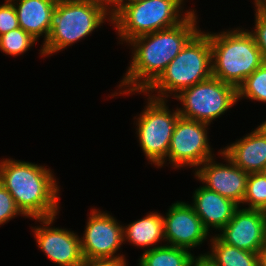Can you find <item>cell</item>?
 Segmentation results:
<instances>
[{
  "label": "cell",
  "instance_id": "obj_1",
  "mask_svg": "<svg viewBox=\"0 0 266 266\" xmlns=\"http://www.w3.org/2000/svg\"><path fill=\"white\" fill-rule=\"evenodd\" d=\"M194 9L176 26L130 40L132 59L120 85L119 95L145 92L165 71L183 47L200 31ZM123 87V88H122ZM129 87V88H128ZM123 92V93H122Z\"/></svg>",
  "mask_w": 266,
  "mask_h": 266
},
{
  "label": "cell",
  "instance_id": "obj_2",
  "mask_svg": "<svg viewBox=\"0 0 266 266\" xmlns=\"http://www.w3.org/2000/svg\"><path fill=\"white\" fill-rule=\"evenodd\" d=\"M44 166L13 159L0 160V183L26 218H48L59 213L60 187Z\"/></svg>",
  "mask_w": 266,
  "mask_h": 266
},
{
  "label": "cell",
  "instance_id": "obj_3",
  "mask_svg": "<svg viewBox=\"0 0 266 266\" xmlns=\"http://www.w3.org/2000/svg\"><path fill=\"white\" fill-rule=\"evenodd\" d=\"M212 76L238 88L263 63L261 50L248 30L209 33Z\"/></svg>",
  "mask_w": 266,
  "mask_h": 266
},
{
  "label": "cell",
  "instance_id": "obj_4",
  "mask_svg": "<svg viewBox=\"0 0 266 266\" xmlns=\"http://www.w3.org/2000/svg\"><path fill=\"white\" fill-rule=\"evenodd\" d=\"M210 77H212L210 38L207 33L200 30L169 63L160 77L145 92L137 93H150L149 96L153 98L166 100L170 95H174V98L184 89ZM151 92L157 94L151 95Z\"/></svg>",
  "mask_w": 266,
  "mask_h": 266
},
{
  "label": "cell",
  "instance_id": "obj_5",
  "mask_svg": "<svg viewBox=\"0 0 266 266\" xmlns=\"http://www.w3.org/2000/svg\"><path fill=\"white\" fill-rule=\"evenodd\" d=\"M111 15L102 7L84 0H58L51 13L50 34L40 53L49 56L72 46L91 34Z\"/></svg>",
  "mask_w": 266,
  "mask_h": 266
},
{
  "label": "cell",
  "instance_id": "obj_6",
  "mask_svg": "<svg viewBox=\"0 0 266 266\" xmlns=\"http://www.w3.org/2000/svg\"><path fill=\"white\" fill-rule=\"evenodd\" d=\"M184 0H145L129 5H118L111 23L118 31L120 41L130 40L181 23L190 11L182 15ZM182 16V17H181Z\"/></svg>",
  "mask_w": 266,
  "mask_h": 266
},
{
  "label": "cell",
  "instance_id": "obj_7",
  "mask_svg": "<svg viewBox=\"0 0 266 266\" xmlns=\"http://www.w3.org/2000/svg\"><path fill=\"white\" fill-rule=\"evenodd\" d=\"M148 96V102L136 121L138 141L146 160L159 166L168 155L175 124L180 117L178 109L171 112L167 101Z\"/></svg>",
  "mask_w": 266,
  "mask_h": 266
},
{
  "label": "cell",
  "instance_id": "obj_8",
  "mask_svg": "<svg viewBox=\"0 0 266 266\" xmlns=\"http://www.w3.org/2000/svg\"><path fill=\"white\" fill-rule=\"evenodd\" d=\"M182 104L181 117L211 124L238 101L237 88L218 78L199 82L174 97Z\"/></svg>",
  "mask_w": 266,
  "mask_h": 266
},
{
  "label": "cell",
  "instance_id": "obj_9",
  "mask_svg": "<svg viewBox=\"0 0 266 266\" xmlns=\"http://www.w3.org/2000/svg\"><path fill=\"white\" fill-rule=\"evenodd\" d=\"M209 124L179 117L171 138L168 155L158 167L167 162L174 168L196 167L213 158L207 130ZM207 129V130H206Z\"/></svg>",
  "mask_w": 266,
  "mask_h": 266
},
{
  "label": "cell",
  "instance_id": "obj_10",
  "mask_svg": "<svg viewBox=\"0 0 266 266\" xmlns=\"http://www.w3.org/2000/svg\"><path fill=\"white\" fill-rule=\"evenodd\" d=\"M88 216L80 238L84 259H125L115 254L124 242L123 226L112 215L95 208Z\"/></svg>",
  "mask_w": 266,
  "mask_h": 266
},
{
  "label": "cell",
  "instance_id": "obj_11",
  "mask_svg": "<svg viewBox=\"0 0 266 266\" xmlns=\"http://www.w3.org/2000/svg\"><path fill=\"white\" fill-rule=\"evenodd\" d=\"M56 216L35 218L43 226L32 227L37 246L59 266H81L84 262L80 237L68 229L50 227ZM51 224V225H50Z\"/></svg>",
  "mask_w": 266,
  "mask_h": 266
},
{
  "label": "cell",
  "instance_id": "obj_12",
  "mask_svg": "<svg viewBox=\"0 0 266 266\" xmlns=\"http://www.w3.org/2000/svg\"><path fill=\"white\" fill-rule=\"evenodd\" d=\"M220 231L215 235L225 244L259 253L266 244V212L240 206Z\"/></svg>",
  "mask_w": 266,
  "mask_h": 266
},
{
  "label": "cell",
  "instance_id": "obj_13",
  "mask_svg": "<svg viewBox=\"0 0 266 266\" xmlns=\"http://www.w3.org/2000/svg\"><path fill=\"white\" fill-rule=\"evenodd\" d=\"M219 153L227 164L216 163L213 157L200 165L199 169H195L194 176L205 188L233 200L240 206L246 193L249 173L236 166L222 151Z\"/></svg>",
  "mask_w": 266,
  "mask_h": 266
},
{
  "label": "cell",
  "instance_id": "obj_14",
  "mask_svg": "<svg viewBox=\"0 0 266 266\" xmlns=\"http://www.w3.org/2000/svg\"><path fill=\"white\" fill-rule=\"evenodd\" d=\"M164 221V236L166 245L191 251L200 246L208 237L209 231L202 220L196 215L191 204L176 201L169 206Z\"/></svg>",
  "mask_w": 266,
  "mask_h": 266
},
{
  "label": "cell",
  "instance_id": "obj_15",
  "mask_svg": "<svg viewBox=\"0 0 266 266\" xmlns=\"http://www.w3.org/2000/svg\"><path fill=\"white\" fill-rule=\"evenodd\" d=\"M196 215L202 220L204 227L220 230L233 218L234 212L240 207L233 200L221 196L204 186L193 192L191 205Z\"/></svg>",
  "mask_w": 266,
  "mask_h": 266
},
{
  "label": "cell",
  "instance_id": "obj_16",
  "mask_svg": "<svg viewBox=\"0 0 266 266\" xmlns=\"http://www.w3.org/2000/svg\"><path fill=\"white\" fill-rule=\"evenodd\" d=\"M221 151L245 172H261L266 165V135L256 128Z\"/></svg>",
  "mask_w": 266,
  "mask_h": 266
},
{
  "label": "cell",
  "instance_id": "obj_17",
  "mask_svg": "<svg viewBox=\"0 0 266 266\" xmlns=\"http://www.w3.org/2000/svg\"><path fill=\"white\" fill-rule=\"evenodd\" d=\"M15 7L19 27L34 39L42 35L43 43L50 34L51 13L58 0H10Z\"/></svg>",
  "mask_w": 266,
  "mask_h": 266
},
{
  "label": "cell",
  "instance_id": "obj_18",
  "mask_svg": "<svg viewBox=\"0 0 266 266\" xmlns=\"http://www.w3.org/2000/svg\"><path fill=\"white\" fill-rule=\"evenodd\" d=\"M123 236V244L127 241L137 247H146L147 249L144 250L163 246L157 244L165 240L162 215L158 212H150L144 218L123 226Z\"/></svg>",
  "mask_w": 266,
  "mask_h": 266
},
{
  "label": "cell",
  "instance_id": "obj_19",
  "mask_svg": "<svg viewBox=\"0 0 266 266\" xmlns=\"http://www.w3.org/2000/svg\"><path fill=\"white\" fill-rule=\"evenodd\" d=\"M211 250L203 255L216 266H260L259 253H253L222 242L216 235L211 239Z\"/></svg>",
  "mask_w": 266,
  "mask_h": 266
},
{
  "label": "cell",
  "instance_id": "obj_20",
  "mask_svg": "<svg viewBox=\"0 0 266 266\" xmlns=\"http://www.w3.org/2000/svg\"><path fill=\"white\" fill-rule=\"evenodd\" d=\"M194 255L183 248L169 246L145 250L139 259V266H190Z\"/></svg>",
  "mask_w": 266,
  "mask_h": 266
},
{
  "label": "cell",
  "instance_id": "obj_21",
  "mask_svg": "<svg viewBox=\"0 0 266 266\" xmlns=\"http://www.w3.org/2000/svg\"><path fill=\"white\" fill-rule=\"evenodd\" d=\"M238 100L244 98L266 103V63H263L237 88Z\"/></svg>",
  "mask_w": 266,
  "mask_h": 266
},
{
  "label": "cell",
  "instance_id": "obj_22",
  "mask_svg": "<svg viewBox=\"0 0 266 266\" xmlns=\"http://www.w3.org/2000/svg\"><path fill=\"white\" fill-rule=\"evenodd\" d=\"M245 209L263 210L266 212V177L261 173H249L246 193L242 204Z\"/></svg>",
  "mask_w": 266,
  "mask_h": 266
},
{
  "label": "cell",
  "instance_id": "obj_23",
  "mask_svg": "<svg viewBox=\"0 0 266 266\" xmlns=\"http://www.w3.org/2000/svg\"><path fill=\"white\" fill-rule=\"evenodd\" d=\"M36 41L19 27L0 36V50L6 55L20 56L33 47Z\"/></svg>",
  "mask_w": 266,
  "mask_h": 266
},
{
  "label": "cell",
  "instance_id": "obj_24",
  "mask_svg": "<svg viewBox=\"0 0 266 266\" xmlns=\"http://www.w3.org/2000/svg\"><path fill=\"white\" fill-rule=\"evenodd\" d=\"M17 215L26 217L17 207L12 195L0 183V225L17 217Z\"/></svg>",
  "mask_w": 266,
  "mask_h": 266
},
{
  "label": "cell",
  "instance_id": "obj_25",
  "mask_svg": "<svg viewBox=\"0 0 266 266\" xmlns=\"http://www.w3.org/2000/svg\"><path fill=\"white\" fill-rule=\"evenodd\" d=\"M16 28H19V23L14 4L5 0L0 5V36Z\"/></svg>",
  "mask_w": 266,
  "mask_h": 266
},
{
  "label": "cell",
  "instance_id": "obj_26",
  "mask_svg": "<svg viewBox=\"0 0 266 266\" xmlns=\"http://www.w3.org/2000/svg\"><path fill=\"white\" fill-rule=\"evenodd\" d=\"M250 33L261 50L264 63H266V18L255 14V28Z\"/></svg>",
  "mask_w": 266,
  "mask_h": 266
},
{
  "label": "cell",
  "instance_id": "obj_27",
  "mask_svg": "<svg viewBox=\"0 0 266 266\" xmlns=\"http://www.w3.org/2000/svg\"><path fill=\"white\" fill-rule=\"evenodd\" d=\"M126 259H84L81 266H127Z\"/></svg>",
  "mask_w": 266,
  "mask_h": 266
},
{
  "label": "cell",
  "instance_id": "obj_28",
  "mask_svg": "<svg viewBox=\"0 0 266 266\" xmlns=\"http://www.w3.org/2000/svg\"><path fill=\"white\" fill-rule=\"evenodd\" d=\"M92 4L99 5L102 7L107 13L111 16L117 11L118 9V0H84Z\"/></svg>",
  "mask_w": 266,
  "mask_h": 266
},
{
  "label": "cell",
  "instance_id": "obj_29",
  "mask_svg": "<svg viewBox=\"0 0 266 266\" xmlns=\"http://www.w3.org/2000/svg\"><path fill=\"white\" fill-rule=\"evenodd\" d=\"M190 266H216L206 255L195 256Z\"/></svg>",
  "mask_w": 266,
  "mask_h": 266
},
{
  "label": "cell",
  "instance_id": "obj_30",
  "mask_svg": "<svg viewBox=\"0 0 266 266\" xmlns=\"http://www.w3.org/2000/svg\"><path fill=\"white\" fill-rule=\"evenodd\" d=\"M255 14H257L258 16L264 17L266 18V0H259L256 4H255Z\"/></svg>",
  "mask_w": 266,
  "mask_h": 266
},
{
  "label": "cell",
  "instance_id": "obj_31",
  "mask_svg": "<svg viewBox=\"0 0 266 266\" xmlns=\"http://www.w3.org/2000/svg\"><path fill=\"white\" fill-rule=\"evenodd\" d=\"M259 264L260 266H266V244L259 251Z\"/></svg>",
  "mask_w": 266,
  "mask_h": 266
},
{
  "label": "cell",
  "instance_id": "obj_32",
  "mask_svg": "<svg viewBox=\"0 0 266 266\" xmlns=\"http://www.w3.org/2000/svg\"><path fill=\"white\" fill-rule=\"evenodd\" d=\"M145 0H118V5H129V4H134L137 2H141Z\"/></svg>",
  "mask_w": 266,
  "mask_h": 266
},
{
  "label": "cell",
  "instance_id": "obj_33",
  "mask_svg": "<svg viewBox=\"0 0 266 266\" xmlns=\"http://www.w3.org/2000/svg\"><path fill=\"white\" fill-rule=\"evenodd\" d=\"M264 135H266V121L262 122L261 125L257 127Z\"/></svg>",
  "mask_w": 266,
  "mask_h": 266
},
{
  "label": "cell",
  "instance_id": "obj_34",
  "mask_svg": "<svg viewBox=\"0 0 266 266\" xmlns=\"http://www.w3.org/2000/svg\"><path fill=\"white\" fill-rule=\"evenodd\" d=\"M261 173L266 177V165H265L264 168L262 169Z\"/></svg>",
  "mask_w": 266,
  "mask_h": 266
}]
</instances>
